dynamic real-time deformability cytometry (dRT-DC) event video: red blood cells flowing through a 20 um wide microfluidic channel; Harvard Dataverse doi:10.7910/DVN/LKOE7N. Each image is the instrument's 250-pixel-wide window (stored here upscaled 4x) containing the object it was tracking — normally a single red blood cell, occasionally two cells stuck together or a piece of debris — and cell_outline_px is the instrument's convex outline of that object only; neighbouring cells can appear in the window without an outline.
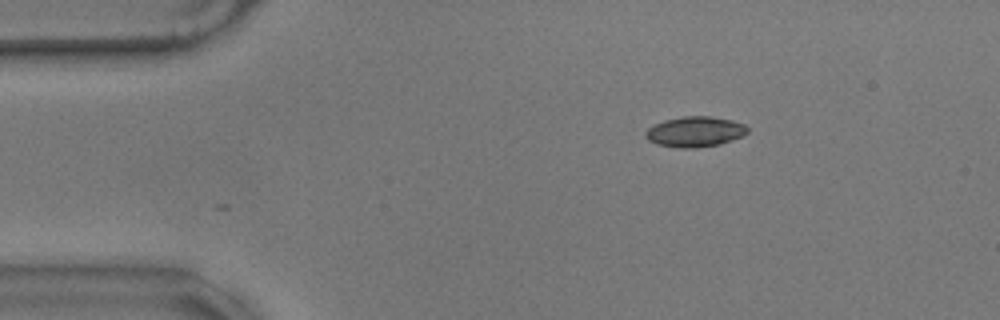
{"species": "common noctule bat (a hibernating species)", "species_latin": "Nyctalus noctula", "temperature_condition": "warm", "stored_images_in_passage": 38, "camera_frame_rate_fps": 3000, "um_per_image_px": 0.085, "animal": {"sex": "male", "body_mass_g": 17.9}, "frame": {"image": 1, "passage_image": 1, "time_ms": 0.0, "image_size_px": [1000, 320], "cell_outline_px": [[748, 132], [732, 140], [720, 144], [696, 148], [680, 148], [656, 144], [648, 140], [644, 136], [644, 132], [648, 128], [664, 120], [684, 116], [712, 116], [732, 120], [744, 124], [748, 128]], "centroid_in_image_um": [59.06, 11.2], "position_along_channel_um": 25.9, "area_um2": 18.09}}
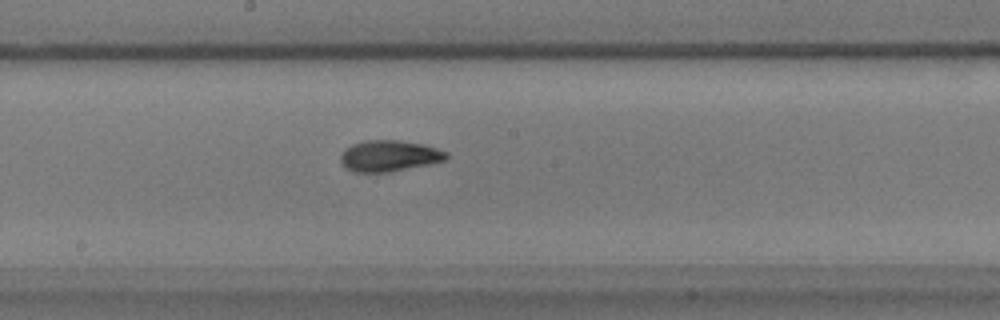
{"frame": {"image": 2, "passage_image": 22, "time_ms": 7.0, "image_size_px": [1000, 320], "cell_outline_px": [[448, 156], [444, 160], [428, 164], [388, 172], [352, 172], [340, 164], [340, 156], [344, 148], [352, 144], [364, 140], [400, 140], [424, 144], [448, 152]], "centroid_in_image_um": [33.03, 13.24], "position_along_channel_um": 215.2, "area_um2": 19.31}}
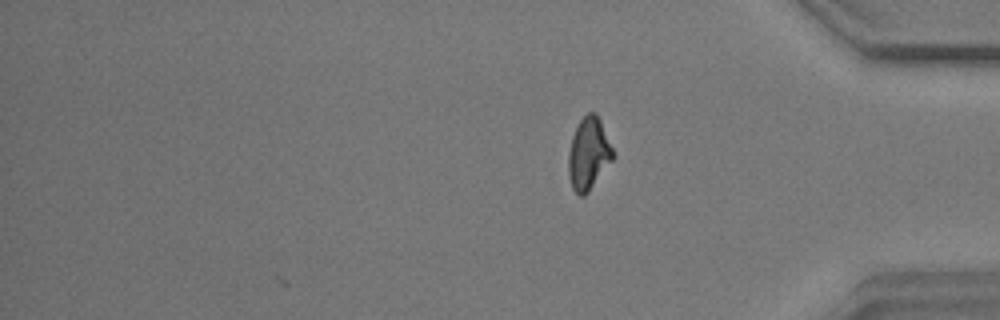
{"frame": {"image": 3, "passage_image": 38, "time_ms": 12.333, "image_size_px": [1000, 320], "cell_outline_px": [[612, 160], [588, 192], [584, 196], [580, 196], [572, 188], [568, 172], [568, 152], [572, 136], [580, 120], [588, 112], [596, 112], [600, 120], [612, 148]], "centroid_in_image_um": [50.0, 13.06], "position_along_channel_um": 385.2, "area_um2": 18.38}, "authors_computed_cell_mechanics": {"area_um2": 18.6405, "velocity_mm_per_s": 3.5068, "shape_relaxation_time_tau1_ms": 4.0212, "shape_relaxation_time_tau2_ms": 2.1535, "deformation_change_tau1": 0.1749, "deformation_change_tau2": 0.071}}